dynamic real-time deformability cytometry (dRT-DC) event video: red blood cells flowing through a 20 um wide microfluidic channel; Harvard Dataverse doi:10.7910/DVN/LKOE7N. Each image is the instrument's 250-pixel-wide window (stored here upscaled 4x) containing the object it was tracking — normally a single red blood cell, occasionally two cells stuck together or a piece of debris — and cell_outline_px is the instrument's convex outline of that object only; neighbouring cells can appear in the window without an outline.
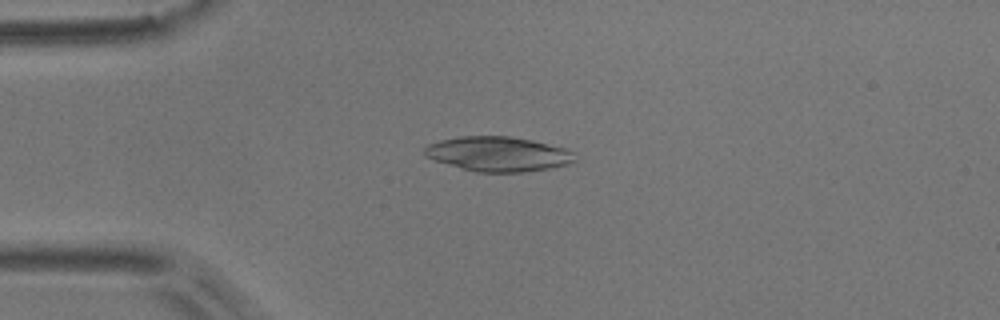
{"species": "common noctule bat (a hibernating species)", "species_latin": "Nyctalus noctula", "temperature_condition": "room temperature", "stored_images_in_passage": 3, "camera_frame_rate_fps": 3000, "um_per_image_px": 0.085, "animal": {"sex": "male", "body_mass_g": 17.9}, "frame": {"image": 1, "passage_image": 2, "time_ms": 0.333, "image_size_px": [1000, 320], "cell_outline_px": [[576, 160], [568, 164], [548, 168], [524, 172], [476, 172], [432, 160], [424, 156], [424, 148], [428, 144], [440, 140], [460, 136], [508, 136], [532, 140], [564, 148], [572, 152]], "centroid_in_image_um": [42.29, 13.09], "position_along_channel_um": 42.7, "area_um2": 30.35}}